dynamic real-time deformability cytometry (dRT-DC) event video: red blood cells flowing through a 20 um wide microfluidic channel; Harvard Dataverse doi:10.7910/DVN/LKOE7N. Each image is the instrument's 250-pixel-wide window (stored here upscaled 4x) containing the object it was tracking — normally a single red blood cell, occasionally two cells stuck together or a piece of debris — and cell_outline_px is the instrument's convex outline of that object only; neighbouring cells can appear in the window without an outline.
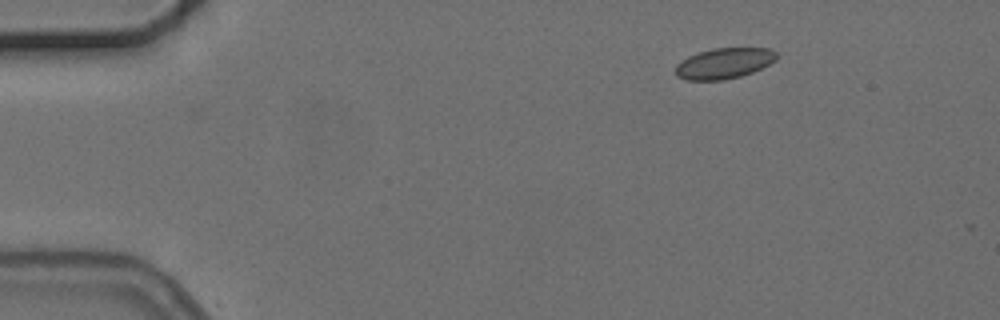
{"species": "common noctule bat (a hibernating species)", "species_latin": "Nyctalus noctula", "temperature_condition": "cold", "stored_images_in_passage": 3, "camera_frame_rate_fps": 3000, "um_per_image_px": 0.085, "animal": {"sex": "female", "body_mass_g": 24.6, "forearm_length_mm": 56.2}, "frame": {"image": 1, "passage_image": 1, "time_ms": 0.0, "image_size_px": [1000, 320], "cell_outline_px": [[776, 60], [752, 72], [740, 76], [724, 80], [688, 80], [676, 76], [676, 64], [688, 56], [712, 48], [772, 48], [776, 52]], "centroid_in_image_um": [61.54, 5.38], "position_along_channel_um": 23.5, "area_um2": 17.98}}